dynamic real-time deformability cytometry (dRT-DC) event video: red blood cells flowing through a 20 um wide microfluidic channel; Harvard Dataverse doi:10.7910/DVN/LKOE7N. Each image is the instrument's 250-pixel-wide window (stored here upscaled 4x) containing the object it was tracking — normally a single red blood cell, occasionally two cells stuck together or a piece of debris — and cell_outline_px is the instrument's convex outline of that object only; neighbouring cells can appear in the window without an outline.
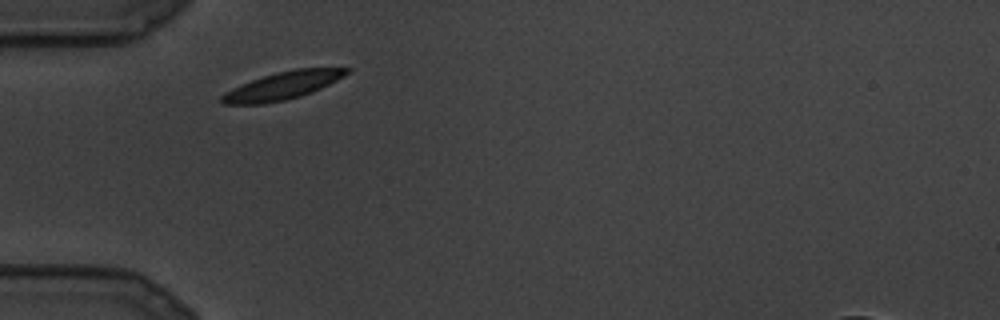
{"species": "common noctule bat (a hibernating species)", "species_latin": "Nyctalus noctula", "temperature_condition": "cold", "stored_images_in_passage": 17, "camera_frame_rate_fps": 3000, "um_per_image_px": 0.085, "animal": {"sex": "male", "body_mass_g": 19.5, "forearm_length_mm": 54.6}, "frame": {"image": 1, "passage_image": 1, "time_ms": 0.0, "image_size_px": [1000, 320], "cell_outline_px": [[352, 68], [344, 76], [312, 92], [300, 96], [284, 100], [264, 104], [224, 104], [220, 100], [220, 96], [232, 88], [252, 80], [276, 72], [296, 68]], "centroid_in_image_um": [24.0, 7.28], "position_along_channel_um": 61.0, "area_um2": 19.88}}
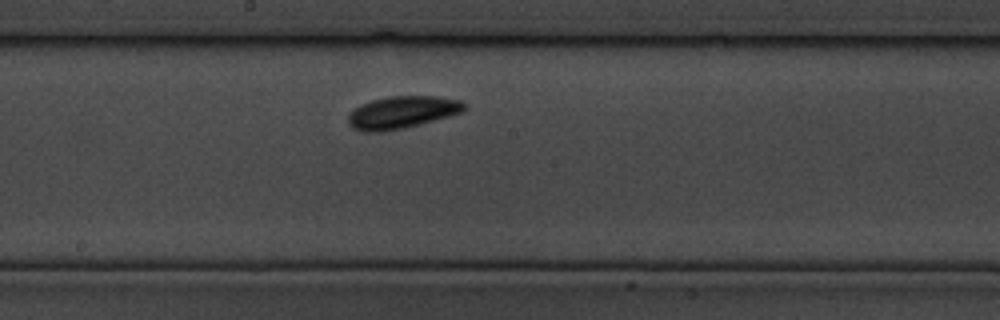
{"frame": {"image": 2, "passage_image": 8, "time_ms": 2.333, "image_size_px": [1000, 320], "cell_outline_px": [[464, 108], [460, 112], [448, 116], [404, 128], [380, 132], [360, 132], [352, 128], [348, 124], [348, 116], [360, 104], [372, 100], [388, 96], [436, 96], [460, 100], [464, 104]], "centroid_in_image_um": [34.11, 9.55], "position_along_channel_um": 214.1, "area_um2": 21.68}}
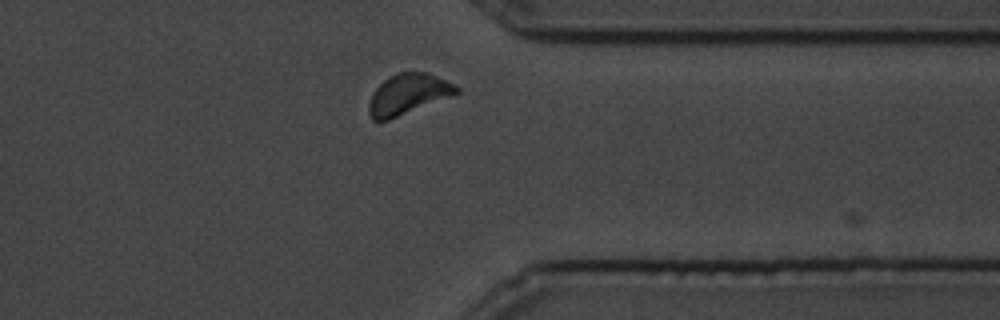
{"frame": {"image": 3, "passage_image": 15, "time_ms": 4.667, "image_size_px": [1000, 320], "cell_outline_px": [[460, 92], [456, 96], [388, 120], [372, 120], [368, 112], [368, 104], [372, 92], [384, 80], [396, 72], [424, 72], [436, 76], [460, 88]], "centroid_in_image_um": [34.7, 8.02], "position_along_channel_um": 376.7, "area_um2": 20.92}}